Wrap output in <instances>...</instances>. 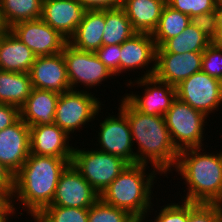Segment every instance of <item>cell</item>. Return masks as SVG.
<instances>
[{
  "mask_svg": "<svg viewBox=\"0 0 222 222\" xmlns=\"http://www.w3.org/2000/svg\"><path fill=\"white\" fill-rule=\"evenodd\" d=\"M59 96L60 94L54 91L33 88L20 107V118L29 127L54 123Z\"/></svg>",
  "mask_w": 222,
  "mask_h": 222,
  "instance_id": "ffe728a7",
  "label": "cell"
},
{
  "mask_svg": "<svg viewBox=\"0 0 222 222\" xmlns=\"http://www.w3.org/2000/svg\"><path fill=\"white\" fill-rule=\"evenodd\" d=\"M86 10H105L122 6L123 0H77Z\"/></svg>",
  "mask_w": 222,
  "mask_h": 222,
  "instance_id": "74e56055",
  "label": "cell"
},
{
  "mask_svg": "<svg viewBox=\"0 0 222 222\" xmlns=\"http://www.w3.org/2000/svg\"><path fill=\"white\" fill-rule=\"evenodd\" d=\"M104 27L105 10H87L68 43L76 49L95 52L102 47Z\"/></svg>",
  "mask_w": 222,
  "mask_h": 222,
  "instance_id": "603a6c76",
  "label": "cell"
},
{
  "mask_svg": "<svg viewBox=\"0 0 222 222\" xmlns=\"http://www.w3.org/2000/svg\"><path fill=\"white\" fill-rule=\"evenodd\" d=\"M14 175L0 162V190L13 191Z\"/></svg>",
  "mask_w": 222,
  "mask_h": 222,
  "instance_id": "f35d334b",
  "label": "cell"
},
{
  "mask_svg": "<svg viewBox=\"0 0 222 222\" xmlns=\"http://www.w3.org/2000/svg\"><path fill=\"white\" fill-rule=\"evenodd\" d=\"M190 23L203 32L211 41L217 36V18L215 11L193 15Z\"/></svg>",
  "mask_w": 222,
  "mask_h": 222,
  "instance_id": "d590c367",
  "label": "cell"
},
{
  "mask_svg": "<svg viewBox=\"0 0 222 222\" xmlns=\"http://www.w3.org/2000/svg\"><path fill=\"white\" fill-rule=\"evenodd\" d=\"M136 33L122 7L105 9L102 46L121 45Z\"/></svg>",
  "mask_w": 222,
  "mask_h": 222,
  "instance_id": "484cf974",
  "label": "cell"
},
{
  "mask_svg": "<svg viewBox=\"0 0 222 222\" xmlns=\"http://www.w3.org/2000/svg\"><path fill=\"white\" fill-rule=\"evenodd\" d=\"M121 101L118 109L127 117L133 145L138 143L135 164L152 163V167L161 175L172 171L171 168H175L177 163L179 151L172 143L164 116L144 114L125 97Z\"/></svg>",
  "mask_w": 222,
  "mask_h": 222,
  "instance_id": "6da1fadb",
  "label": "cell"
},
{
  "mask_svg": "<svg viewBox=\"0 0 222 222\" xmlns=\"http://www.w3.org/2000/svg\"><path fill=\"white\" fill-rule=\"evenodd\" d=\"M33 219L34 222H88V208L46 206Z\"/></svg>",
  "mask_w": 222,
  "mask_h": 222,
  "instance_id": "f1b7e54d",
  "label": "cell"
},
{
  "mask_svg": "<svg viewBox=\"0 0 222 222\" xmlns=\"http://www.w3.org/2000/svg\"><path fill=\"white\" fill-rule=\"evenodd\" d=\"M201 70L222 81V49L211 43L203 52Z\"/></svg>",
  "mask_w": 222,
  "mask_h": 222,
  "instance_id": "d6a6232c",
  "label": "cell"
},
{
  "mask_svg": "<svg viewBox=\"0 0 222 222\" xmlns=\"http://www.w3.org/2000/svg\"><path fill=\"white\" fill-rule=\"evenodd\" d=\"M176 96L209 117L222 105V81L201 70L176 86Z\"/></svg>",
  "mask_w": 222,
  "mask_h": 222,
  "instance_id": "ba28073f",
  "label": "cell"
},
{
  "mask_svg": "<svg viewBox=\"0 0 222 222\" xmlns=\"http://www.w3.org/2000/svg\"><path fill=\"white\" fill-rule=\"evenodd\" d=\"M84 90H69L60 94L54 123L64 130L68 135L80 129L84 124L95 119L101 111L99 97ZM83 125V126H82Z\"/></svg>",
  "mask_w": 222,
  "mask_h": 222,
  "instance_id": "52a82bcc",
  "label": "cell"
},
{
  "mask_svg": "<svg viewBox=\"0 0 222 222\" xmlns=\"http://www.w3.org/2000/svg\"><path fill=\"white\" fill-rule=\"evenodd\" d=\"M30 154V127L20 118L0 131V162L15 175Z\"/></svg>",
  "mask_w": 222,
  "mask_h": 222,
  "instance_id": "9a60e30c",
  "label": "cell"
},
{
  "mask_svg": "<svg viewBox=\"0 0 222 222\" xmlns=\"http://www.w3.org/2000/svg\"><path fill=\"white\" fill-rule=\"evenodd\" d=\"M147 165L128 164L125 169L101 193L100 198L107 204L126 210L137 220L144 221L152 205V188L157 169L145 173ZM156 172V173H155Z\"/></svg>",
  "mask_w": 222,
  "mask_h": 222,
  "instance_id": "277c9868",
  "label": "cell"
},
{
  "mask_svg": "<svg viewBox=\"0 0 222 222\" xmlns=\"http://www.w3.org/2000/svg\"><path fill=\"white\" fill-rule=\"evenodd\" d=\"M14 204L15 200H12V202L0 213V222H9V217L11 215L13 216L16 213L15 209L17 208L15 207L16 205Z\"/></svg>",
  "mask_w": 222,
  "mask_h": 222,
  "instance_id": "ab89813d",
  "label": "cell"
},
{
  "mask_svg": "<svg viewBox=\"0 0 222 222\" xmlns=\"http://www.w3.org/2000/svg\"><path fill=\"white\" fill-rule=\"evenodd\" d=\"M146 89L143 96L126 94L124 97L140 112L148 115L165 116L176 99V87L165 83L155 76L139 77L134 81Z\"/></svg>",
  "mask_w": 222,
  "mask_h": 222,
  "instance_id": "4fadbf2b",
  "label": "cell"
},
{
  "mask_svg": "<svg viewBox=\"0 0 222 222\" xmlns=\"http://www.w3.org/2000/svg\"><path fill=\"white\" fill-rule=\"evenodd\" d=\"M99 194L125 169L128 163L103 151L73 149L71 162Z\"/></svg>",
  "mask_w": 222,
  "mask_h": 222,
  "instance_id": "8992f818",
  "label": "cell"
},
{
  "mask_svg": "<svg viewBox=\"0 0 222 222\" xmlns=\"http://www.w3.org/2000/svg\"><path fill=\"white\" fill-rule=\"evenodd\" d=\"M214 11L217 18V27L218 29H222V1L217 2L216 9Z\"/></svg>",
  "mask_w": 222,
  "mask_h": 222,
  "instance_id": "b9f144b4",
  "label": "cell"
},
{
  "mask_svg": "<svg viewBox=\"0 0 222 222\" xmlns=\"http://www.w3.org/2000/svg\"><path fill=\"white\" fill-rule=\"evenodd\" d=\"M86 11L77 0H43L41 19L69 40Z\"/></svg>",
  "mask_w": 222,
  "mask_h": 222,
  "instance_id": "ac0fdd59",
  "label": "cell"
},
{
  "mask_svg": "<svg viewBox=\"0 0 222 222\" xmlns=\"http://www.w3.org/2000/svg\"><path fill=\"white\" fill-rule=\"evenodd\" d=\"M62 53L71 90H76L78 83L90 88L114 76L94 52L82 51L67 43Z\"/></svg>",
  "mask_w": 222,
  "mask_h": 222,
  "instance_id": "9c48e42d",
  "label": "cell"
},
{
  "mask_svg": "<svg viewBox=\"0 0 222 222\" xmlns=\"http://www.w3.org/2000/svg\"><path fill=\"white\" fill-rule=\"evenodd\" d=\"M94 53L114 76H120L121 47L119 44L102 46Z\"/></svg>",
  "mask_w": 222,
  "mask_h": 222,
  "instance_id": "836d02e7",
  "label": "cell"
},
{
  "mask_svg": "<svg viewBox=\"0 0 222 222\" xmlns=\"http://www.w3.org/2000/svg\"><path fill=\"white\" fill-rule=\"evenodd\" d=\"M118 111L119 116L109 114L100 123V131L97 135L98 145L101 147L100 151L120 157L128 164H135L130 125L127 117L120 110Z\"/></svg>",
  "mask_w": 222,
  "mask_h": 222,
  "instance_id": "7c38bea8",
  "label": "cell"
},
{
  "mask_svg": "<svg viewBox=\"0 0 222 222\" xmlns=\"http://www.w3.org/2000/svg\"><path fill=\"white\" fill-rule=\"evenodd\" d=\"M165 5L166 0H123L121 7L137 33L152 34Z\"/></svg>",
  "mask_w": 222,
  "mask_h": 222,
  "instance_id": "7402d4cb",
  "label": "cell"
},
{
  "mask_svg": "<svg viewBox=\"0 0 222 222\" xmlns=\"http://www.w3.org/2000/svg\"><path fill=\"white\" fill-rule=\"evenodd\" d=\"M33 89L29 73L0 71V103L21 107Z\"/></svg>",
  "mask_w": 222,
  "mask_h": 222,
  "instance_id": "cb8c5ba5",
  "label": "cell"
},
{
  "mask_svg": "<svg viewBox=\"0 0 222 222\" xmlns=\"http://www.w3.org/2000/svg\"><path fill=\"white\" fill-rule=\"evenodd\" d=\"M36 56L9 29L0 33V68L2 71L29 73Z\"/></svg>",
  "mask_w": 222,
  "mask_h": 222,
  "instance_id": "44dd1931",
  "label": "cell"
},
{
  "mask_svg": "<svg viewBox=\"0 0 222 222\" xmlns=\"http://www.w3.org/2000/svg\"><path fill=\"white\" fill-rule=\"evenodd\" d=\"M203 52L183 54L165 53L156 49V69L154 76L174 87L202 69Z\"/></svg>",
  "mask_w": 222,
  "mask_h": 222,
  "instance_id": "5bb4252c",
  "label": "cell"
},
{
  "mask_svg": "<svg viewBox=\"0 0 222 222\" xmlns=\"http://www.w3.org/2000/svg\"><path fill=\"white\" fill-rule=\"evenodd\" d=\"M120 53V74L126 70L145 69L142 77L154 76L156 69V44L152 34L136 33L121 45ZM154 61V62H153ZM151 68L148 65H151ZM149 68V70H148Z\"/></svg>",
  "mask_w": 222,
  "mask_h": 222,
  "instance_id": "e0dca14e",
  "label": "cell"
},
{
  "mask_svg": "<svg viewBox=\"0 0 222 222\" xmlns=\"http://www.w3.org/2000/svg\"><path fill=\"white\" fill-rule=\"evenodd\" d=\"M212 43L222 49V29L217 30V36L212 40Z\"/></svg>",
  "mask_w": 222,
  "mask_h": 222,
  "instance_id": "7bdbcfd3",
  "label": "cell"
},
{
  "mask_svg": "<svg viewBox=\"0 0 222 222\" xmlns=\"http://www.w3.org/2000/svg\"><path fill=\"white\" fill-rule=\"evenodd\" d=\"M43 0H0V20L5 29L21 21L41 19Z\"/></svg>",
  "mask_w": 222,
  "mask_h": 222,
  "instance_id": "d4e9b609",
  "label": "cell"
},
{
  "mask_svg": "<svg viewBox=\"0 0 222 222\" xmlns=\"http://www.w3.org/2000/svg\"><path fill=\"white\" fill-rule=\"evenodd\" d=\"M187 222H222V205L188 201Z\"/></svg>",
  "mask_w": 222,
  "mask_h": 222,
  "instance_id": "4dcf8cb0",
  "label": "cell"
},
{
  "mask_svg": "<svg viewBox=\"0 0 222 222\" xmlns=\"http://www.w3.org/2000/svg\"><path fill=\"white\" fill-rule=\"evenodd\" d=\"M217 2V0H166L168 6L190 17L214 11Z\"/></svg>",
  "mask_w": 222,
  "mask_h": 222,
  "instance_id": "1f68e13d",
  "label": "cell"
},
{
  "mask_svg": "<svg viewBox=\"0 0 222 222\" xmlns=\"http://www.w3.org/2000/svg\"><path fill=\"white\" fill-rule=\"evenodd\" d=\"M100 195L70 163L61 173L51 205L60 207L89 208Z\"/></svg>",
  "mask_w": 222,
  "mask_h": 222,
  "instance_id": "8fae6325",
  "label": "cell"
},
{
  "mask_svg": "<svg viewBox=\"0 0 222 222\" xmlns=\"http://www.w3.org/2000/svg\"><path fill=\"white\" fill-rule=\"evenodd\" d=\"M9 30L31 49L36 57L61 53L68 43L65 37L42 19L21 21Z\"/></svg>",
  "mask_w": 222,
  "mask_h": 222,
  "instance_id": "30bf717a",
  "label": "cell"
},
{
  "mask_svg": "<svg viewBox=\"0 0 222 222\" xmlns=\"http://www.w3.org/2000/svg\"><path fill=\"white\" fill-rule=\"evenodd\" d=\"M70 136L55 123L30 127V153L72 159L74 147Z\"/></svg>",
  "mask_w": 222,
  "mask_h": 222,
  "instance_id": "d6986e66",
  "label": "cell"
},
{
  "mask_svg": "<svg viewBox=\"0 0 222 222\" xmlns=\"http://www.w3.org/2000/svg\"><path fill=\"white\" fill-rule=\"evenodd\" d=\"M20 119V108L12 104L0 103V131L10 127Z\"/></svg>",
  "mask_w": 222,
  "mask_h": 222,
  "instance_id": "8d00e7d4",
  "label": "cell"
},
{
  "mask_svg": "<svg viewBox=\"0 0 222 222\" xmlns=\"http://www.w3.org/2000/svg\"><path fill=\"white\" fill-rule=\"evenodd\" d=\"M164 118L172 143L178 151L204 145V124L208 118L205 114L176 97Z\"/></svg>",
  "mask_w": 222,
  "mask_h": 222,
  "instance_id": "5b68a950",
  "label": "cell"
},
{
  "mask_svg": "<svg viewBox=\"0 0 222 222\" xmlns=\"http://www.w3.org/2000/svg\"><path fill=\"white\" fill-rule=\"evenodd\" d=\"M13 191L0 190V213L12 202Z\"/></svg>",
  "mask_w": 222,
  "mask_h": 222,
  "instance_id": "60d3db41",
  "label": "cell"
},
{
  "mask_svg": "<svg viewBox=\"0 0 222 222\" xmlns=\"http://www.w3.org/2000/svg\"><path fill=\"white\" fill-rule=\"evenodd\" d=\"M211 43L203 32L190 23L183 32L168 39L160 48L165 53L204 52Z\"/></svg>",
  "mask_w": 222,
  "mask_h": 222,
  "instance_id": "4316f807",
  "label": "cell"
},
{
  "mask_svg": "<svg viewBox=\"0 0 222 222\" xmlns=\"http://www.w3.org/2000/svg\"><path fill=\"white\" fill-rule=\"evenodd\" d=\"M5 30L4 26L2 25V22L0 20V33H2Z\"/></svg>",
  "mask_w": 222,
  "mask_h": 222,
  "instance_id": "ee69618b",
  "label": "cell"
},
{
  "mask_svg": "<svg viewBox=\"0 0 222 222\" xmlns=\"http://www.w3.org/2000/svg\"><path fill=\"white\" fill-rule=\"evenodd\" d=\"M181 203H171L162 206L159 215L152 222H187L188 220V201L182 200ZM182 204V205H180Z\"/></svg>",
  "mask_w": 222,
  "mask_h": 222,
  "instance_id": "e575fe53",
  "label": "cell"
},
{
  "mask_svg": "<svg viewBox=\"0 0 222 222\" xmlns=\"http://www.w3.org/2000/svg\"><path fill=\"white\" fill-rule=\"evenodd\" d=\"M201 151L202 147L179 151L175 171L182 175L188 188L183 199L222 205V151L216 155Z\"/></svg>",
  "mask_w": 222,
  "mask_h": 222,
  "instance_id": "3957f363",
  "label": "cell"
},
{
  "mask_svg": "<svg viewBox=\"0 0 222 222\" xmlns=\"http://www.w3.org/2000/svg\"><path fill=\"white\" fill-rule=\"evenodd\" d=\"M33 88L59 94L71 90L63 53L35 58L29 72Z\"/></svg>",
  "mask_w": 222,
  "mask_h": 222,
  "instance_id": "2e32d148",
  "label": "cell"
},
{
  "mask_svg": "<svg viewBox=\"0 0 222 222\" xmlns=\"http://www.w3.org/2000/svg\"><path fill=\"white\" fill-rule=\"evenodd\" d=\"M129 212L105 203L99 198L88 208V222H135Z\"/></svg>",
  "mask_w": 222,
  "mask_h": 222,
  "instance_id": "f546056e",
  "label": "cell"
},
{
  "mask_svg": "<svg viewBox=\"0 0 222 222\" xmlns=\"http://www.w3.org/2000/svg\"><path fill=\"white\" fill-rule=\"evenodd\" d=\"M72 162L53 156L29 154L27 160L14 175L12 200L27 208L35 217L43 208L51 205L61 173Z\"/></svg>",
  "mask_w": 222,
  "mask_h": 222,
  "instance_id": "7a4b0ae2",
  "label": "cell"
},
{
  "mask_svg": "<svg viewBox=\"0 0 222 222\" xmlns=\"http://www.w3.org/2000/svg\"><path fill=\"white\" fill-rule=\"evenodd\" d=\"M189 24V15L177 11L166 4L158 26L152 33L156 47H161L168 39L179 35Z\"/></svg>",
  "mask_w": 222,
  "mask_h": 222,
  "instance_id": "83f0119b",
  "label": "cell"
}]
</instances>
